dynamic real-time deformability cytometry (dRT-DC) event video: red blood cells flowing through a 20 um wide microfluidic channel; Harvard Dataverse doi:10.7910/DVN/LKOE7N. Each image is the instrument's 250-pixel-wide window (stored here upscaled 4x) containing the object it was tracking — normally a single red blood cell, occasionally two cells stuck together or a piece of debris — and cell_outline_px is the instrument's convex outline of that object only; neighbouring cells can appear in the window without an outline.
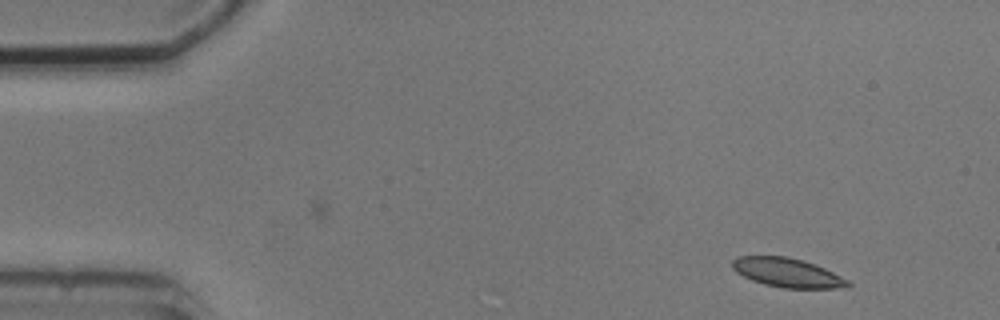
{"species": "common noctule bat (a hibernating species)", "species_latin": "Nyctalus noctula", "temperature_condition": "cold", "stored_images_in_passage": 3, "camera_frame_rate_fps": 3000, "um_per_image_px": 0.085, "animal": {"sex": "male", "body_mass_g": 20.5, "forearm_length_mm": 52.5}, "frame": {"image": 1, "passage_image": 1, "time_ms": 0.0, "image_size_px": [1000, 320], "cell_outline_px": [[852, 284], [848, 288], [784, 288], [764, 284], [752, 280], [736, 272], [732, 268], [732, 260], [736, 256], [788, 256], [804, 260], [816, 264], [848, 280]], "centroid_in_image_um": [66.93, 23.17], "position_along_channel_um": 18.1, "area_um2": 19.71}}